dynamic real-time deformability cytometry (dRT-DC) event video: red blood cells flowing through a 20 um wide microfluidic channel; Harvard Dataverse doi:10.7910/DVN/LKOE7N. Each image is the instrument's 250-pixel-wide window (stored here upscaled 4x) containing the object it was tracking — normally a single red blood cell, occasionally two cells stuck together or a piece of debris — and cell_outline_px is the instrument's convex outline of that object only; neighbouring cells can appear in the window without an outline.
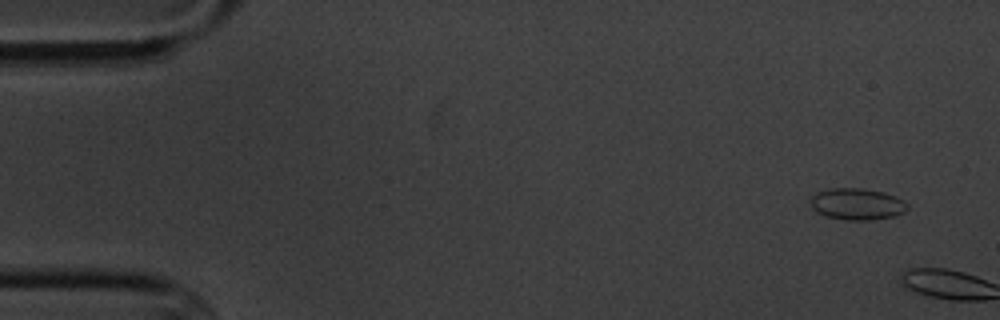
{"species": "common noctule bat (a hibernating species)", "species_latin": "Nyctalus noctula", "temperature_condition": "cold", "stored_images_in_passage": 6, "camera_frame_rate_fps": 3000, "um_per_image_px": 0.085, "animal": {"sex": "male", "body_mass_g": 20.1, "forearm_length_mm": 53.5}, "frame": {"image": 1, "passage_image": 6, "time_ms": 6.0, "image_size_px": [1000, 320], "cell_outline_px": [[908, 208], [904, 212], [892, 216], [872, 220], [844, 220], [824, 216], [816, 212], [812, 208], [812, 196], [816, 192], [828, 188], [864, 188], [884, 192], [904, 200], [908, 204]], "centroid_in_image_um": [72.84, 17.34], "position_along_channel_um": 12.2, "area_um2": 17.98}}